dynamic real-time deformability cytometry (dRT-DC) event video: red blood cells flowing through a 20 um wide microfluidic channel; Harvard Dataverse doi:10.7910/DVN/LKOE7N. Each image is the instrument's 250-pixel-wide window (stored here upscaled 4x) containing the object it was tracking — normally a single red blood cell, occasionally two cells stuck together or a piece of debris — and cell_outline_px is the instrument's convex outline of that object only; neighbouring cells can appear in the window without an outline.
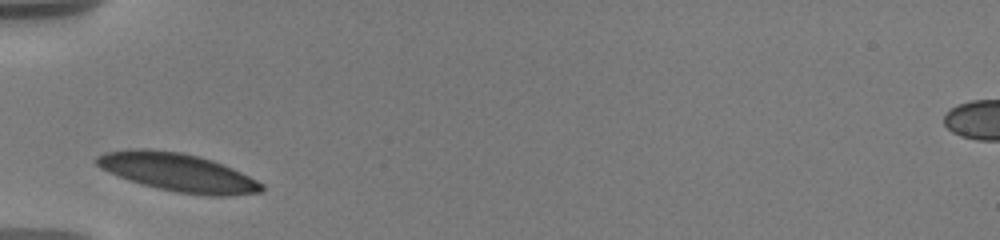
{"species": "human", "species_latin": "Homo sapiens", "temperature_condition": "warm", "stored_images_in_passage": 3, "camera_frame_rate_fps": 3000, "um_per_image_px": 0.085, "donor": {"sex": "male"}, "frame": {"image": 1, "passage_image": 1, "time_ms": 0.0, "image_size_px": [1000, 240], "cell_outline_px": [[264, 192], [228, 196], [208, 196], [176, 192], [128, 180], [108, 172], [100, 168], [96, 164], [96, 156], [104, 152], [128, 148], [144, 148], [180, 152], [212, 160], [232, 168], [264, 184]], "centroid_in_image_um": [15.1, 14.65], "position_along_channel_um": 69.9, "area_um2": 36.7}}
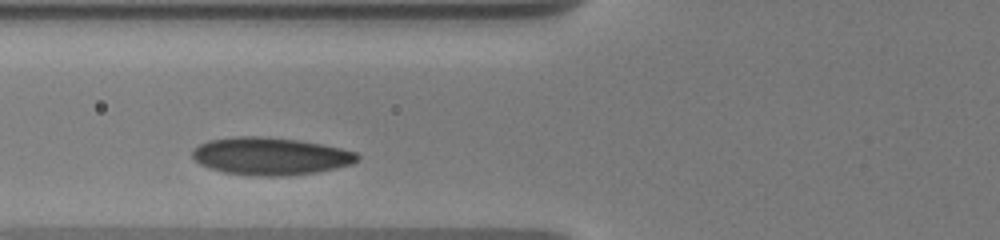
{"frame": {"image": 2, "passage_image": 2, "time_ms": 1.0, "image_size_px": [1000, 240], "cell_outline_px": [[360, 156], [352, 164], [336, 168], [316, 172], [288, 176], [256, 176], [224, 172], [208, 168], [200, 164], [192, 156], [192, 148], [208, 140], [236, 136], [264, 136], [300, 140], [340, 148], [356, 152]], "centroid_in_image_um": [22.96, 13.27], "position_along_channel_um": 102.8, "area_um2": 36.24}}
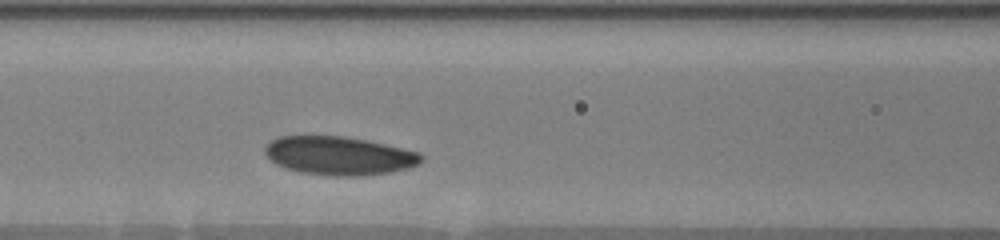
{"frame": {"image": 3, "passage_image": 3, "time_ms": 2.0, "image_size_px": [1000, 240], "cell_outline_px": [[424, 160], [420, 164], [408, 168], [392, 172], [364, 176], [328, 176], [300, 172], [284, 168], [268, 160], [264, 152], [264, 148], [272, 140], [280, 136], [344, 136], [384, 144], [420, 152], [424, 156]], "centroid_in_image_um": [28.83, 13.25], "position_along_channel_um": 137.8, "area_um2": 35.43}}